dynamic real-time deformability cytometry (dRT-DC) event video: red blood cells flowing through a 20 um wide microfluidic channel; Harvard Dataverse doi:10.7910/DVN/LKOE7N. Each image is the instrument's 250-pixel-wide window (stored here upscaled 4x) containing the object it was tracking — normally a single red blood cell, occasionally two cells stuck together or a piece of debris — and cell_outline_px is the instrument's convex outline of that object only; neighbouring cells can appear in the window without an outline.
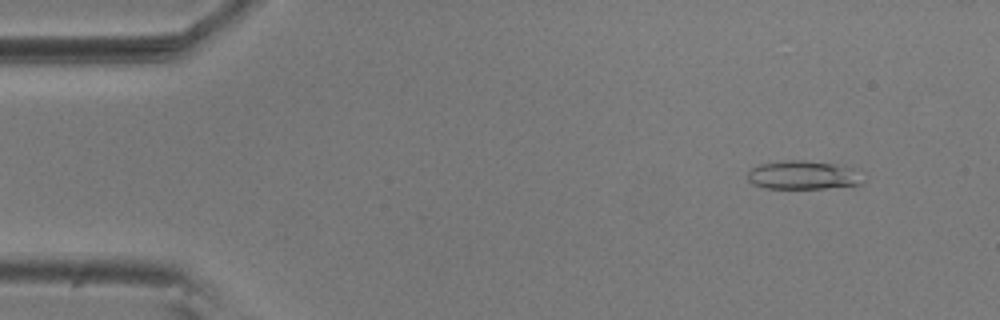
{"species": "common noctule bat (a hibernating species)", "species_latin": "Nyctalus noctula", "temperature_condition": "room temperature", "stored_images_in_passage": 54, "camera_frame_rate_fps": 3000, "um_per_image_px": 0.085, "animal": {"sex": "male", "body_mass_g": 20.5, "forearm_length_mm": 52.5}, "frame": {"image": 1, "passage_image": 5, "time_ms": 1.333, "image_size_px": [1000, 320], "cell_outline_px": [[864, 184], [824, 188], [764, 188], [752, 184], [748, 180], [748, 172], [752, 168], [760, 164], [788, 160], [804, 160], [844, 164], [860, 168]], "centroid_in_image_um": [68.37, 14.86], "position_along_channel_um": 16.6, "area_um2": 19.77}}
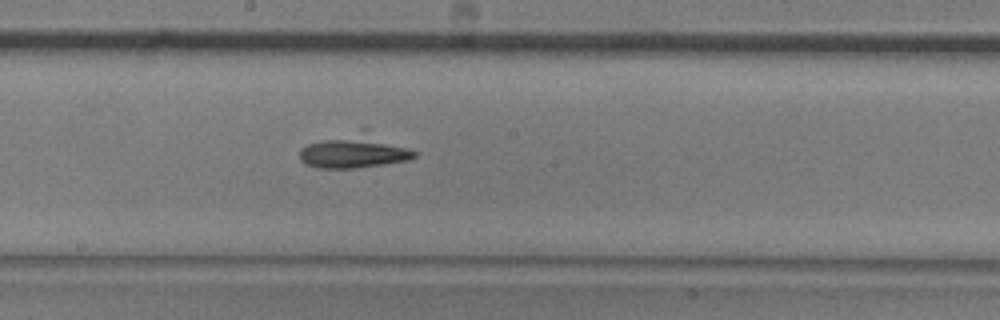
{"frame": {"image": 2, "passage_image": 29, "time_ms": 9.333, "image_size_px": [1000, 320], "cell_outline_px": [[420, 152], [416, 156], [408, 160], [356, 168], [320, 168], [304, 164], [300, 160], [300, 148], [308, 144], [360, 128], [368, 128]], "centroid_in_image_um": [30.21, 12.81], "position_along_channel_um": 218.0, "area_um2": 23.24}}
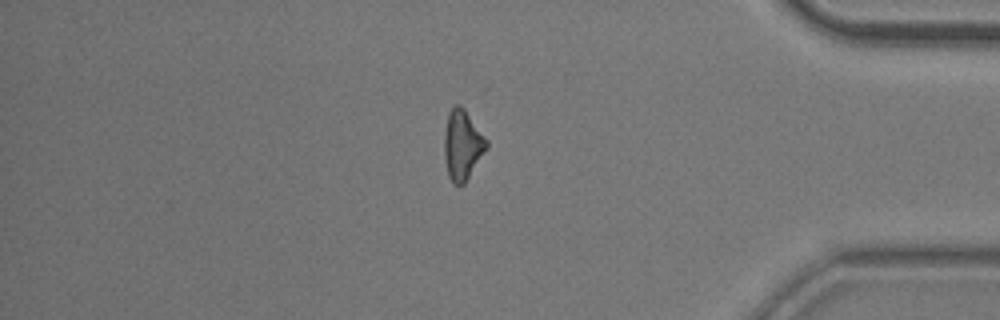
{"frame": {"image": 3, "passage_image": 46, "time_ms": 15.0, "image_size_px": [1000, 320], "cell_outline_px": [[488, 148], [464, 184], [452, 184], [448, 176], [444, 156], [444, 136], [448, 112], [456, 104], [460, 104], [464, 108], [488, 140]], "centroid_in_image_um": [39.31, 12.32], "position_along_channel_um": 395.9, "area_um2": 17.34}}